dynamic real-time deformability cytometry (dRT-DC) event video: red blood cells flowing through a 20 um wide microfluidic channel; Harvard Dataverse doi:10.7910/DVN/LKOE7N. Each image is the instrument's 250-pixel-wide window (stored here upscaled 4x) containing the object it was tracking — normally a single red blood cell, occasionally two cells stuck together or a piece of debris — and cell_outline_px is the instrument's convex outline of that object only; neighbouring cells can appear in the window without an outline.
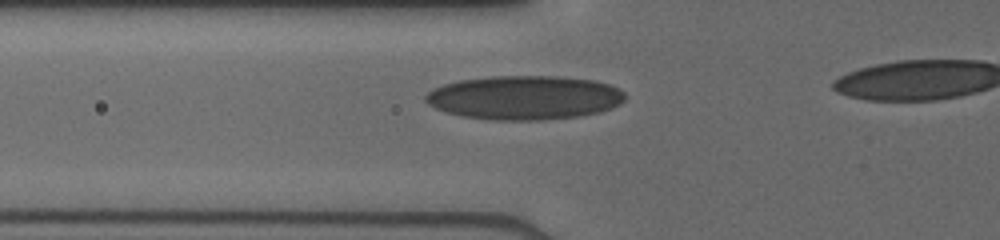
{"species": "human", "species_latin": "Homo sapiens", "temperature_condition": "cold", "stored_images_in_passage": 43, "camera_frame_rate_fps": 3000, "um_per_image_px": 0.085, "donor": {"sex": "male"}, "frame": {"image": 1, "passage_image": 2, "time_ms": 0.333, "image_size_px": [1000, 240], "cell_outline_px": [[624, 100], [620, 104], [612, 108], [600, 112], [580, 116], [540, 120], [492, 120], [464, 116], [448, 112], [436, 108], [428, 104], [424, 100], [424, 96], [432, 88], [444, 84], [460, 80], [492, 76], [556, 76], [596, 80], [620, 88], [624, 92]], "centroid_in_image_um": [44.59, 8.29], "position_along_channel_um": 81.2, "area_um2": 51.33}}
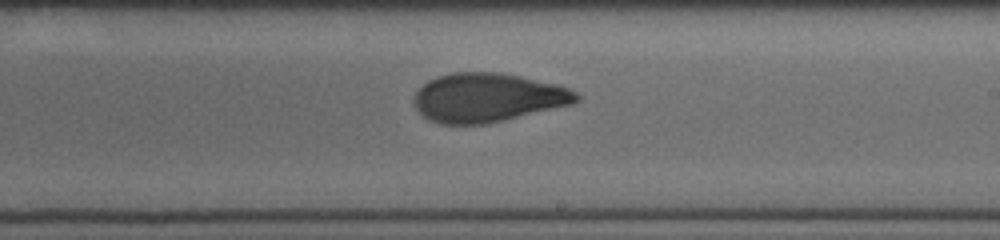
{"frame": {"image": 2, "passage_image": 21, "time_ms": 4.333, "image_size_px": [1000, 240], "cell_outline_px": [[580, 100], [572, 104], [488, 124], [440, 124], [428, 120], [416, 108], [412, 100], [412, 96], [428, 80], [436, 76], [452, 72], [500, 72], [560, 84], [576, 92], [580, 96]], "centroid_in_image_um": [41.44, 8.29], "position_along_channel_um": 247.6, "area_um2": 46.64}}
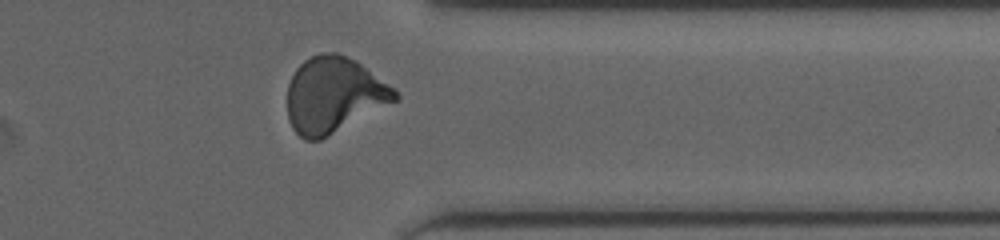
{"frame": {"image": 3, "passage_image": 36, "time_ms": 7.667, "image_size_px": [1000, 240], "cell_outline_px": [[400, 96], [396, 100], [320, 140], [304, 140], [292, 128], [288, 120], [288, 84], [296, 68], [304, 60], [320, 52], [336, 52], [348, 56], [356, 60], [396, 88]], "centroid_in_image_um": [28.37, 8.05], "position_along_channel_um": 383.0, "area_um2": 47.45}}